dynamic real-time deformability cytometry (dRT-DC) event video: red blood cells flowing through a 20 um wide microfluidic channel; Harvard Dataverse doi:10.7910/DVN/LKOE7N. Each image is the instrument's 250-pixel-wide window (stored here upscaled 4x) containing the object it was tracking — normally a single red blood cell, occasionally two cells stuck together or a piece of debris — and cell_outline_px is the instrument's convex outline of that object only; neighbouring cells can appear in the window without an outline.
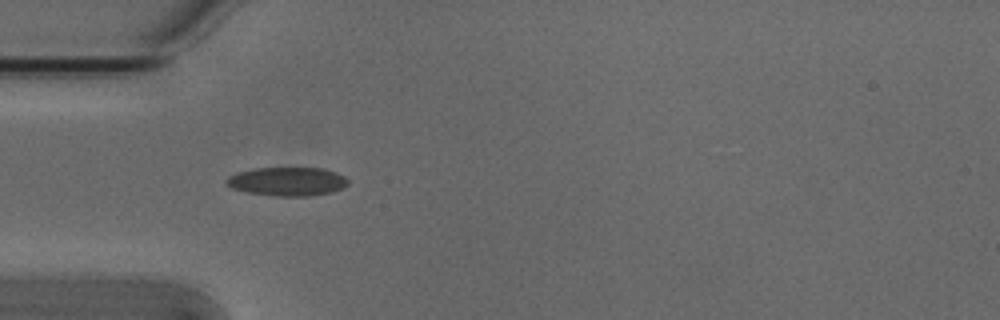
{"species": "Egyptian fruit bat (a non-hibernating species)", "species_latin": "Rousettus aegyptiacus", "temperature_condition": "cold", "stored_images_in_passage": 5, "camera_frame_rate_fps": 3000, "um_per_image_px": 0.085, "animal": {"sex": "male"}, "frame": {"image": 1, "passage_image": 4, "time_ms": 1.0, "image_size_px": [1000, 320], "cell_outline_px": [[348, 184], [344, 188], [332, 192], [308, 196], [272, 196], [248, 192], [232, 188], [224, 180], [228, 176], [236, 172], [256, 168], [324, 168], [336, 172], [344, 176], [348, 180]], "centroid_in_image_um": [24.43, 15.42], "position_along_channel_um": 60.6, "area_um2": 20.46}}